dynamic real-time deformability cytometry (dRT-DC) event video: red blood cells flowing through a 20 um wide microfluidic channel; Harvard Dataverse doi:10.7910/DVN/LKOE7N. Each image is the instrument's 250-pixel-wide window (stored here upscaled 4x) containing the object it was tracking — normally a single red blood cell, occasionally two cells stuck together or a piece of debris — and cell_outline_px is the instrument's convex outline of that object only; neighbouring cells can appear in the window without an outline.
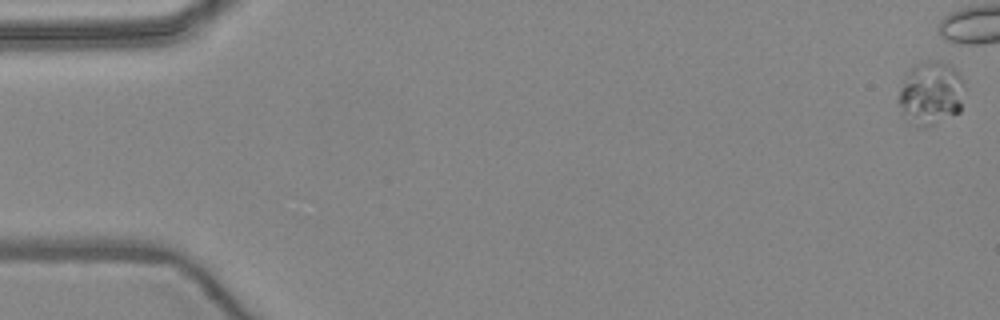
{"species": "common noctule bat (a hibernating species)", "species_latin": "Nyctalus noctula", "temperature_condition": "warm", "stored_images_in_passage": 8, "camera_frame_rate_fps": 3000, "um_per_image_px": 0.085, "animal": {"sex": "female", "body_mass_g": 24.6, "forearm_length_mm": 56.2}, "frame": {"image": 1, "passage_image": 1, "time_ms": 0.0, "image_size_px": [1000, 320], "cell_outline_px": [[964, 84], [960, 112], [924, 128], [920, 128], [900, 112], [896, 100], [904, 76], [912, 64], [928, 60], [940, 60], [948, 64], [964, 80]], "centroid_in_image_um": [79.07, 7.9], "position_along_channel_um": 5.9, "area_um2": 24.74}}
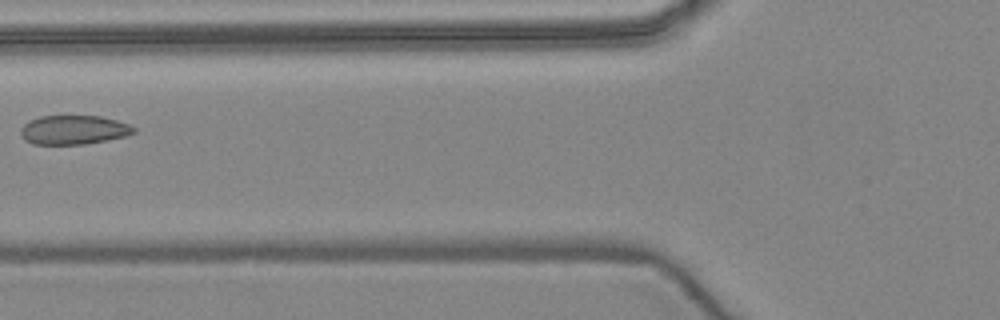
{"frame": {"image": 2, "passage_image": 7, "time_ms": 7.667, "image_size_px": [1000, 320], "cell_outline_px": [[136, 132], [124, 136], [108, 140], [84, 144], [32, 144], [24, 140], [20, 132], [20, 128], [28, 120], [40, 116], [100, 116], [116, 120], [128, 124], [136, 128]], "centroid_in_image_um": [6.23, 11.04], "position_along_channel_um": 119.6, "area_um2": 19.25}}
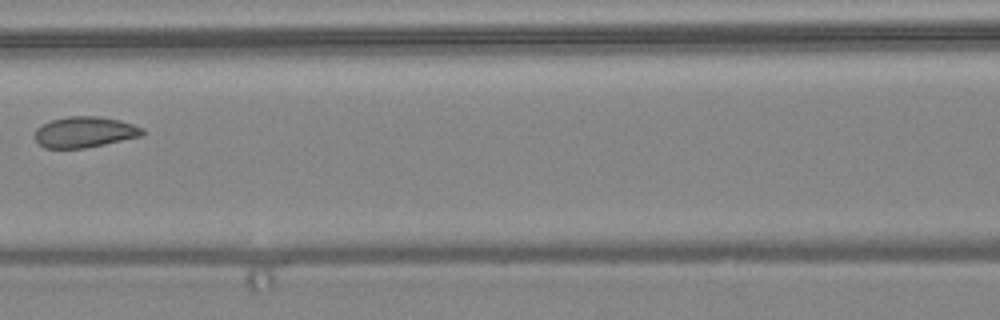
{"frame": {"image": 3, "passage_image": 8, "time_ms": 8.667, "image_size_px": [1000, 320], "cell_outline_px": [[144, 132], [140, 136], [104, 144], [84, 148], [44, 148], [36, 140], [36, 128], [52, 120], [68, 116], [100, 116], [120, 120], [144, 128]], "centroid_in_image_um": [7.2, 11.22], "position_along_channel_um": 159.4, "area_um2": 19.13}}